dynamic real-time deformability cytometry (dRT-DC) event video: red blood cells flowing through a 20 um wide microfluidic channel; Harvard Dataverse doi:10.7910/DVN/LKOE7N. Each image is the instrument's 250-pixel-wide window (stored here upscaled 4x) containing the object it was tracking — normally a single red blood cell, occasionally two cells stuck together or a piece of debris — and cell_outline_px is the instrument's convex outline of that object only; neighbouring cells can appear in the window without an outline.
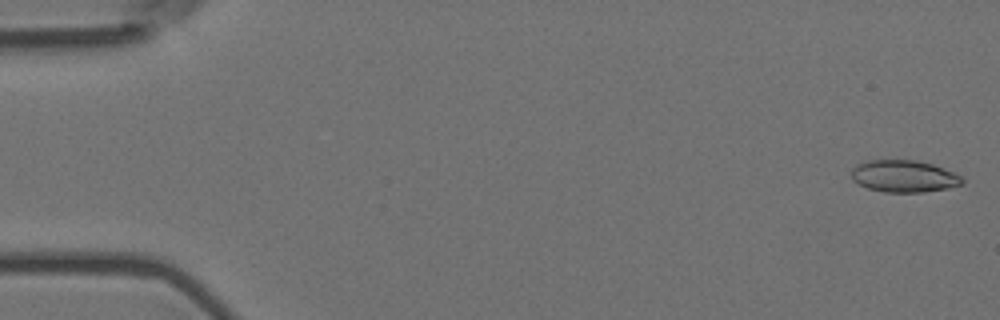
{"species": "Egyptian fruit bat (a non-hibernating species)", "species_latin": "Rousettus aegyptiacus", "temperature_condition": "room temperature", "stored_images_in_passage": 11, "camera_frame_rate_fps": 3000, "um_per_image_px": 0.085, "animal": {"sex": "female"}, "frame": {"image": 1, "passage_image": 1, "time_ms": 0.0, "image_size_px": [1000, 320], "cell_outline_px": [[964, 184], [948, 188], [924, 192], [884, 192], [868, 188], [852, 180], [852, 168], [856, 164], [868, 160], [916, 160], [932, 164], [952, 172], [960, 176], [964, 180]], "centroid_in_image_um": [76.82, 14.98], "position_along_channel_um": 8.2, "area_um2": 20.63}}
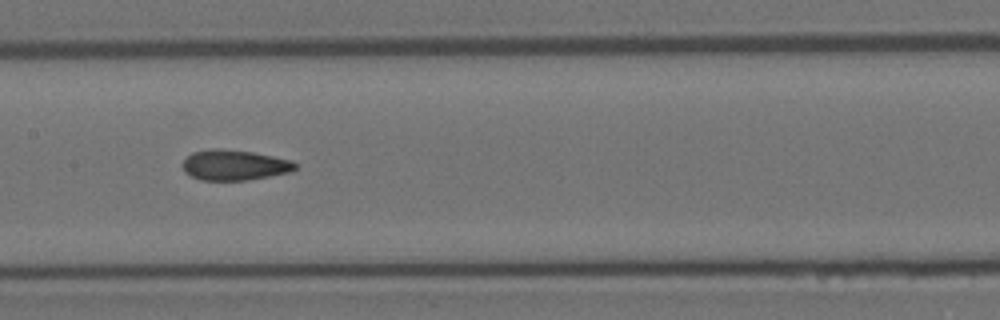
{"frame": {"image": 2, "passage_image": 8, "time_ms": 2.333, "image_size_px": [1000, 320], "cell_outline_px": [[296, 168], [288, 172], [248, 180], [200, 180], [184, 172], [184, 160], [192, 152], [212, 148], [220, 148], [252, 152], [292, 160], [296, 164]], "centroid_in_image_um": [19.91, 14.02], "position_along_channel_um": 187.5, "area_um2": 19.77}}
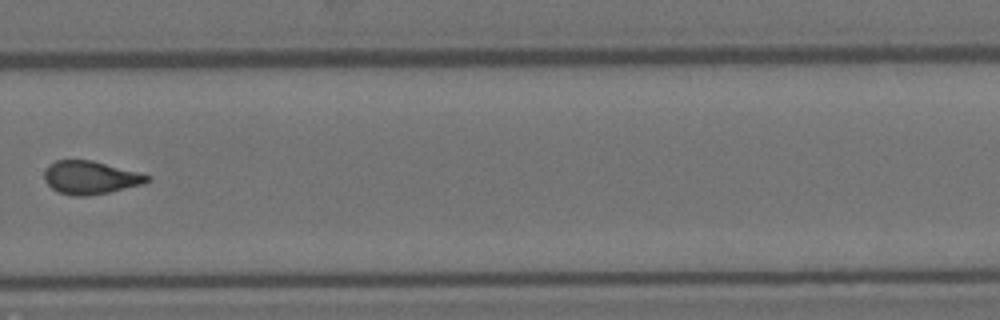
{"frame": {"image": 3, "passage_image": 11, "time_ms": 3.333, "image_size_px": [1000, 320], "cell_outline_px": [[152, 180], [144, 184], [108, 192], [88, 196], [72, 196], [60, 192], [52, 188], [44, 180], [44, 172], [48, 164], [56, 160], [92, 160], [140, 172], [152, 176]], "centroid_in_image_um": [7.71, 15.08], "position_along_channel_um": 322.1, "area_um2": 20.06}}